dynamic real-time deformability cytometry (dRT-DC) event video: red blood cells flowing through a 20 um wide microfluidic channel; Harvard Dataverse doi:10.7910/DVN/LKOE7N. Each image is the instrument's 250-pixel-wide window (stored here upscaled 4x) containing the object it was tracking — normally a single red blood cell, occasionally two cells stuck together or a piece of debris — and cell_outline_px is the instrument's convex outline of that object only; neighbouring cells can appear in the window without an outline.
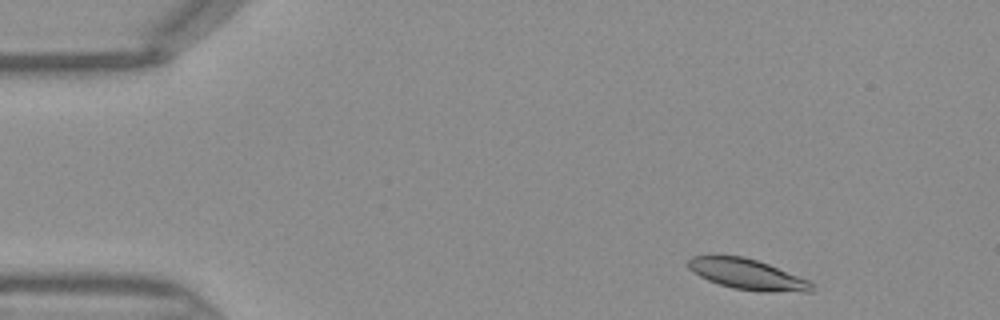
{"species": "Egyptian fruit bat (a non-hibernating species)", "species_latin": "Rousettus aegyptiacus", "temperature_condition": "warm", "stored_images_in_passage": 42, "camera_frame_rate_fps": 3000, "um_per_image_px": 0.085, "frame": {"image": 1, "passage_image": 2, "time_ms": 0.333, "image_size_px": [1000, 320], "cell_outline_px": [[812, 292], [760, 292], [732, 288], [708, 280], [692, 272], [688, 268], [688, 260], [692, 256], [744, 256], [768, 264], [812, 280]], "centroid_in_image_um": [63.57, 23.33], "position_along_channel_um": 21.4, "area_um2": 22.14}}
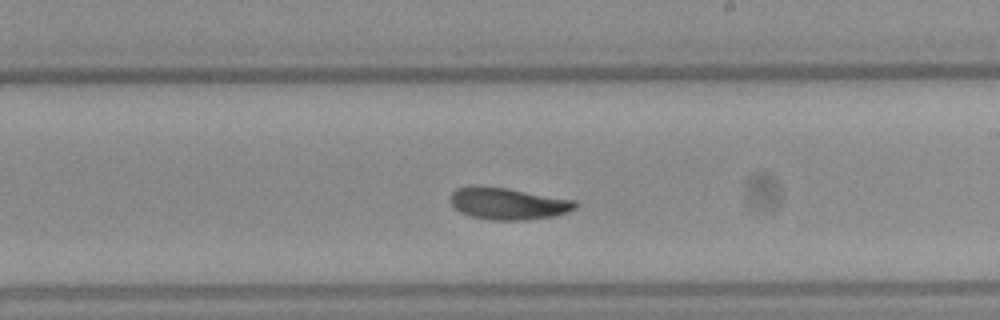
{"frame": {"image": 2, "passage_image": 23, "time_ms": 7.333, "image_size_px": [1000, 320], "cell_outline_px": [[576, 208], [568, 212], [556, 216], [524, 220], [492, 220], [468, 216], [460, 212], [452, 204], [452, 192], [456, 188], [472, 184], [476, 184], [508, 188], [576, 200]], "centroid_in_image_um": [43.17, 17.29], "position_along_channel_um": 245.8, "area_um2": 23.52}}
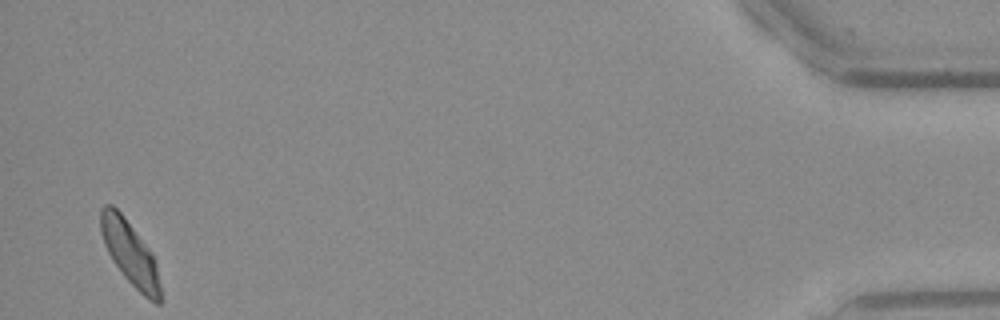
{"frame": {"image": 3, "passage_image": 41, "time_ms": 13.333, "image_size_px": [1000, 320], "cell_outline_px": [[160, 304], [156, 304], [148, 300], [124, 276], [112, 260], [104, 244], [100, 232], [100, 208], [104, 204], [112, 204], [124, 216], [152, 252], [156, 264], [160, 284]], "centroid_in_image_um": [11.03, 21.49], "position_along_channel_um": 424.2, "area_um2": 22.2}}